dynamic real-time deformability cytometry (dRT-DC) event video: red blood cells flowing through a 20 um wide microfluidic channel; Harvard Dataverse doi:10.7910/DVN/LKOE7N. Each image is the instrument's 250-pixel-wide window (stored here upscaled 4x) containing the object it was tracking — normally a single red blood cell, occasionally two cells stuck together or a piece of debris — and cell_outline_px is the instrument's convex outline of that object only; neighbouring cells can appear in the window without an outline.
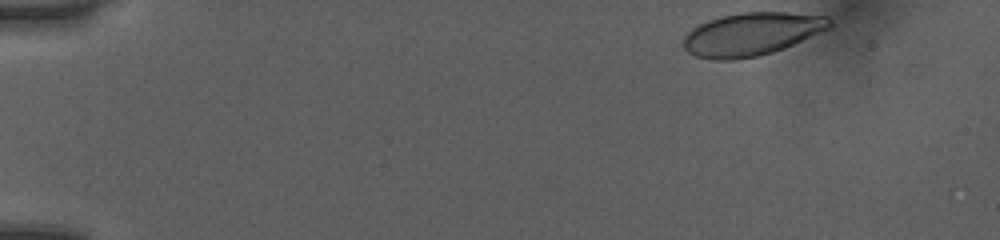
{"species": "human", "species_latin": "Homo sapiens", "temperature_condition": "room temperature", "stored_images_in_passage": 41, "camera_frame_rate_fps": 3000, "um_per_image_px": 0.085, "donor": {"sex": "female"}, "frame": {"image": 1, "passage_image": 1, "time_ms": 0.0, "image_size_px": [1000, 240], "cell_outline_px": [[832, 28], [784, 48], [772, 52], [756, 56], [736, 60], [716, 60], [696, 56], [688, 52], [684, 48], [684, 36], [692, 28], [708, 20], [720, 16], [740, 12], [788, 12], [828, 16], [832, 20]], "centroid_in_image_um": [63.92, 2.89], "position_along_channel_um": 21.1, "area_um2": 36.82}}
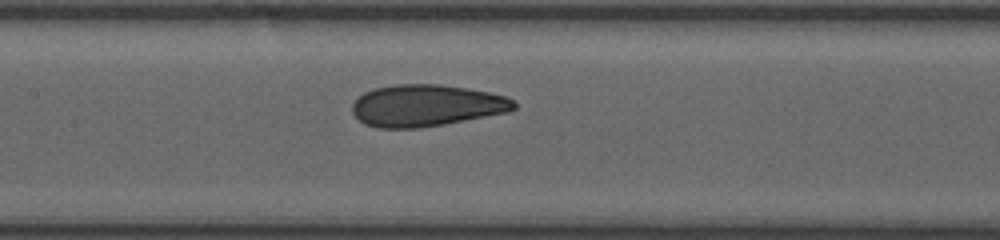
{"frame": {"image": 2, "passage_image": 21, "time_ms": 6.667, "image_size_px": [1000, 240], "cell_outline_px": [[516, 108], [508, 112], [444, 124], [416, 128], [380, 128], [364, 124], [352, 112], [352, 104], [364, 92], [376, 88], [396, 84], [440, 84], [468, 88], [488, 92], [504, 96], [512, 100], [516, 104]], "centroid_in_image_um": [36.23, 8.97], "position_along_channel_um": 171.2, "area_um2": 39.19}}
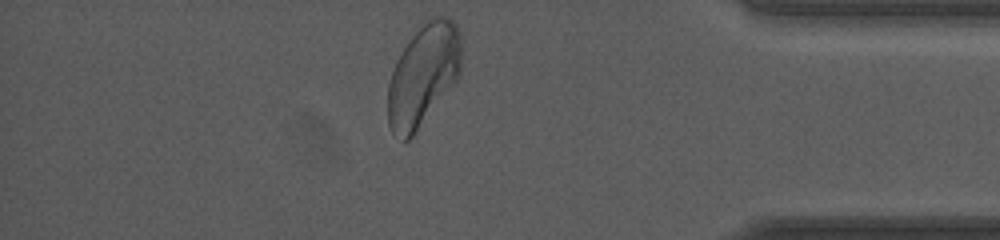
{"frame": {"image": 3, "passage_image": 40, "time_ms": 13.0, "image_size_px": [1000, 240], "cell_outline_px": [[460, 76], [412, 136], [408, 140], [404, 140], [392, 132], [388, 124], [388, 84], [396, 60], [412, 36], [424, 20], [432, 16], [444, 16], [452, 20], [456, 24], [460, 36]], "centroid_in_image_um": [35.97, 6.35], "position_along_channel_um": 399.2, "area_um2": 43.18}, "authors_computed_cell_mechanics": {"area_um2": 38.9572, "velocity_mm_per_s": 4.0152, "shape_relaxation_time_tau1_ms": 6.9929, "shape_relaxation_time_tau2_ms": 0.8819, "deformation_change_tau1": 0.1761, "deformation_change_tau2": 0.0523}}